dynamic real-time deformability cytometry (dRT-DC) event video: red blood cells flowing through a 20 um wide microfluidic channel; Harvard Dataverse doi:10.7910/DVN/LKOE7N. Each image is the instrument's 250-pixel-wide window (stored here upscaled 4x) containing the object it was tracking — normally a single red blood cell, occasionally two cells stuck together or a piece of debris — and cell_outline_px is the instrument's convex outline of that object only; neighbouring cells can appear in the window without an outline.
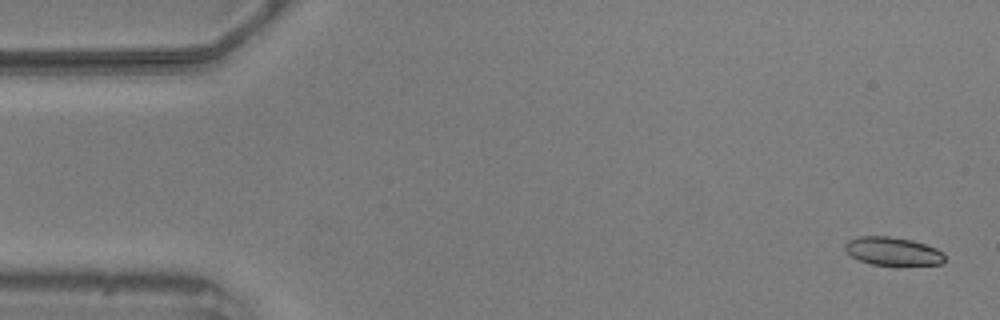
{"species": "common noctule bat (a hibernating species)", "species_latin": "Nyctalus noctula", "temperature_condition": "warm", "stored_images_in_passage": 56, "camera_frame_rate_fps": 3000, "um_per_image_px": 0.085, "animal": {"sex": "male", "body_mass_g": 20.5, "forearm_length_mm": 52.5}, "frame": {"image": 1, "passage_image": 2, "time_ms": 0.333, "image_size_px": [1000, 320], "cell_outline_px": [[944, 260], [940, 264], [872, 264], [860, 260], [852, 256], [844, 248], [844, 244], [848, 240], [860, 236], [888, 236], [912, 240], [936, 248], [944, 252]], "centroid_in_image_um": [75.88, 21.33], "position_along_channel_um": 9.1, "area_um2": 16.07}}
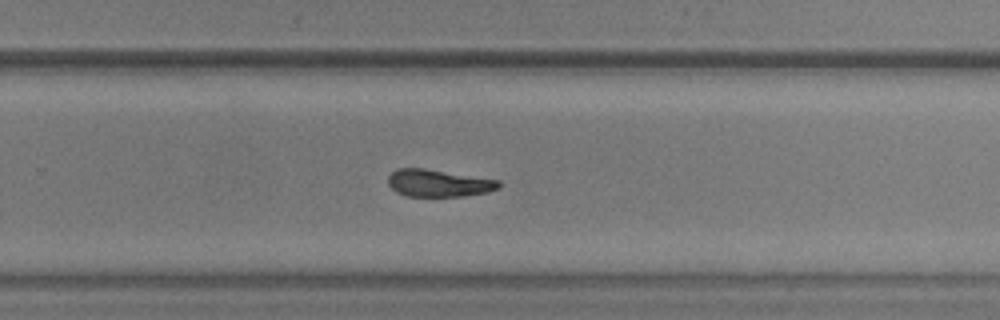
{"frame": {"image": 2, "passage_image": 36, "time_ms": 11.667, "image_size_px": [1000, 320], "cell_outline_px": [[500, 188], [484, 192], [464, 196], [408, 196], [396, 192], [388, 184], [388, 176], [396, 168], [424, 168], [500, 180]], "centroid_in_image_um": [37.25, 15.56], "position_along_channel_um": 292.5, "area_um2": 17.51}}
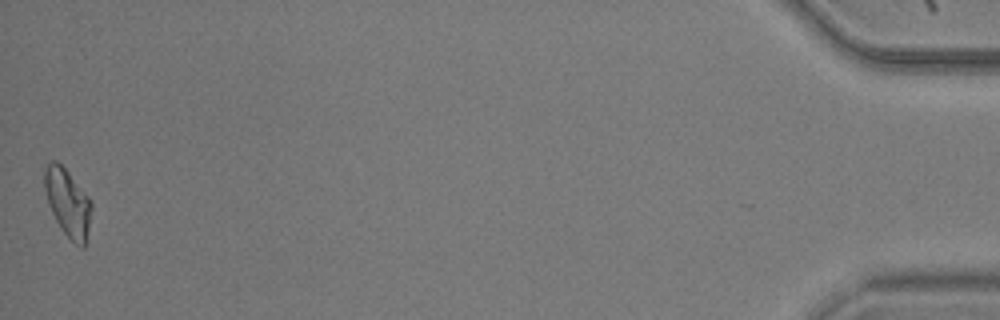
{"frame": {"image": 3, "passage_image": 56, "time_ms": 18.333, "image_size_px": [1000, 320], "cell_outline_px": [[92, 208], [84, 248], [80, 248], [60, 228], [52, 212], [44, 188], [44, 168], [52, 160], [56, 160], [68, 172], [92, 200]], "centroid_in_image_um": [5.77, 17.21], "position_along_channel_um": 429.4, "area_um2": 18.26}, "authors_computed_cell_mechanics": {"area_um2": 17.8602, "velocity_mm_per_s": 3.5731, "shape_relaxation_time_tau1_ms": 9.8907, "shape_relaxation_time_tau2_ms": 6.2928, "deformation_change_tau1": 0.1881, "deformation_change_tau2": 0.1348}}